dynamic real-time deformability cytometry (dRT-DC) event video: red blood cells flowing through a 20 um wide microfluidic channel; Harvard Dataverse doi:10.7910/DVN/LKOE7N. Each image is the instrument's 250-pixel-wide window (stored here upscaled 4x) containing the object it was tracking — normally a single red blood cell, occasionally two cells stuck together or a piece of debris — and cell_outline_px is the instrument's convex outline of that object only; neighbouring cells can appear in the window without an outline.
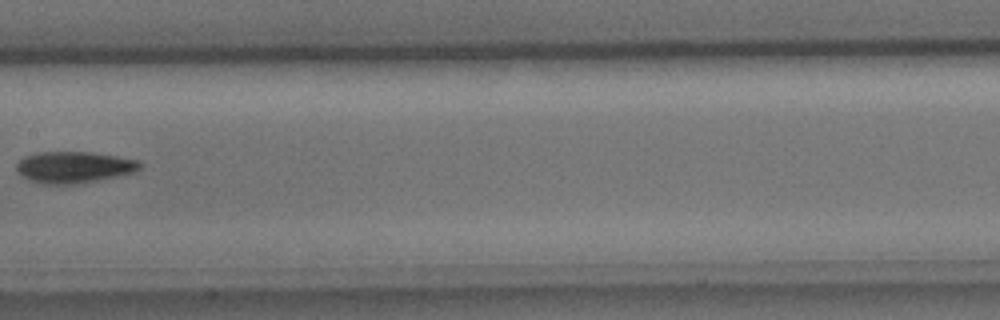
{"species": "common noctule bat (a hibernating species)", "species_latin": "Nyctalus noctula", "temperature_condition": "cold", "stored_images_in_passage": 9, "camera_frame_rate_fps": 3000, "um_per_image_px": 0.085, "animal": {"sex": "male", "body_mass_g": 15.6}, "frame": {"image": 1, "passage_image": 8, "time_ms": 2.333, "image_size_px": [1000, 320], "cell_outline_px": [[140, 168], [132, 172], [116, 176], [76, 184], [40, 184], [28, 180], [16, 172], [16, 164], [24, 156], [40, 152], [92, 152], [136, 160], [140, 164]], "centroid_in_image_um": [6.19, 14.22], "position_along_channel_um": 201.2, "area_um2": 22.43}}
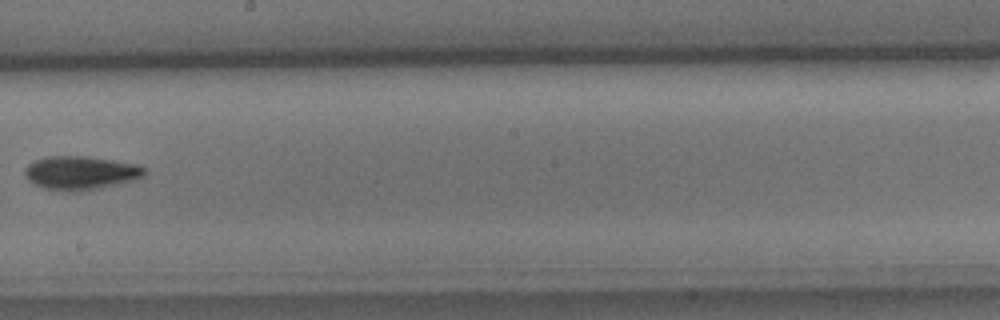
{"frame": {"image": 2, "passage_image": 9, "time_ms": 2.667, "image_size_px": [1000, 320], "cell_outline_px": [[144, 176], [136, 180], [100, 188], [80, 192], [64, 192], [44, 188], [28, 180], [24, 172], [24, 168], [32, 160], [48, 156], [88, 156], [140, 164], [144, 168]], "centroid_in_image_um": [6.85, 14.69], "position_along_channel_um": 241.3, "area_um2": 23.87}}